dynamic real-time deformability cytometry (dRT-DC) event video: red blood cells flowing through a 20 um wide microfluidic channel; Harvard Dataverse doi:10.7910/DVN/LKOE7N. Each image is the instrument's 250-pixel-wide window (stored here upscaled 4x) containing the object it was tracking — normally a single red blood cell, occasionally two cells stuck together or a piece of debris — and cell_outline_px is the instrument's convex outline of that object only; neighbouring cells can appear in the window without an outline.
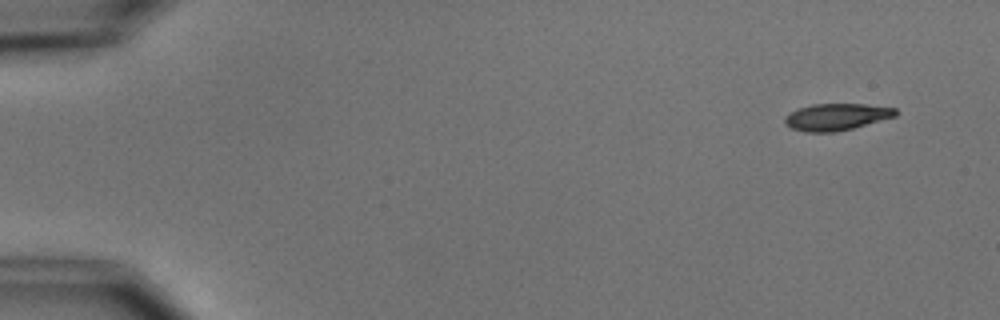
{"species": "common noctule bat (a hibernating species)", "species_latin": "Nyctalus noctula", "temperature_condition": "cold", "stored_images_in_passage": 4, "camera_frame_rate_fps": 3000, "um_per_image_px": 0.085, "animal": {"sex": "male", "body_mass_g": 15.6}, "frame": {"image": 1, "passage_image": 1, "time_ms": 0.0, "image_size_px": [1000, 320], "cell_outline_px": [[900, 112], [896, 116], [852, 128], [836, 132], [804, 132], [792, 128], [784, 124], [784, 116], [788, 112], [796, 108], [812, 104], [864, 104], [896, 108]], "centroid_in_image_um": [71.06, 9.93], "position_along_channel_um": 13.9, "area_um2": 17.51}}